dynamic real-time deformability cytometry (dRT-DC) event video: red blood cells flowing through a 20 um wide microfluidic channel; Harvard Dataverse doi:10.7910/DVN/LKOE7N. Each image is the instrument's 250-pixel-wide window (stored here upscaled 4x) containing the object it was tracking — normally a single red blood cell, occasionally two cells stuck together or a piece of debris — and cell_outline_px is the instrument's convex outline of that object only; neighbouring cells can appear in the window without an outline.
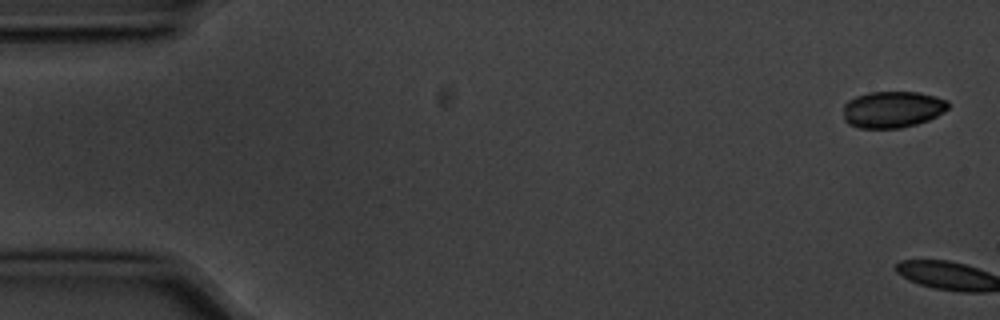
{"species": "common noctule bat (a hibernating species)", "species_latin": "Nyctalus noctula", "temperature_condition": "cold", "stored_images_in_passage": 6, "camera_frame_rate_fps": 3000, "um_per_image_px": 0.085, "animal": {"sex": "male", "body_mass_g": 20.1, "forearm_length_mm": 53.5}, "frame": {"image": 1, "passage_image": 1, "time_ms": 0.0, "image_size_px": [1000, 320], "cell_outline_px": [[948, 108], [944, 112], [928, 120], [916, 124], [900, 128], [860, 128], [848, 124], [844, 120], [844, 104], [848, 100], [856, 96], [868, 92], [920, 92], [936, 96], [948, 100]], "centroid_in_image_um": [75.86, 9.29], "position_along_channel_um": 9.1, "area_um2": 22.48}}